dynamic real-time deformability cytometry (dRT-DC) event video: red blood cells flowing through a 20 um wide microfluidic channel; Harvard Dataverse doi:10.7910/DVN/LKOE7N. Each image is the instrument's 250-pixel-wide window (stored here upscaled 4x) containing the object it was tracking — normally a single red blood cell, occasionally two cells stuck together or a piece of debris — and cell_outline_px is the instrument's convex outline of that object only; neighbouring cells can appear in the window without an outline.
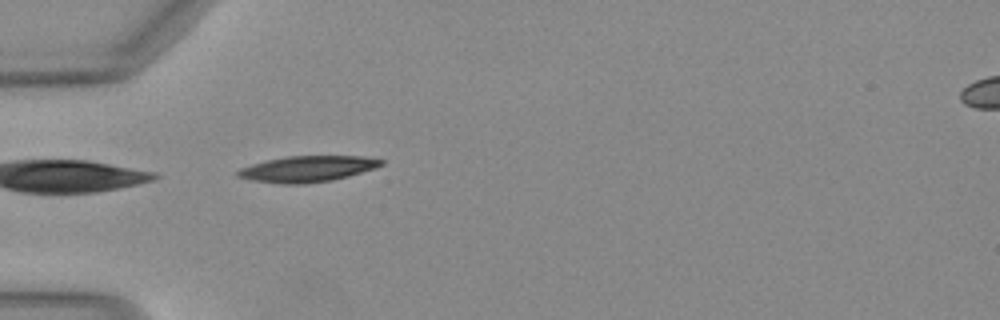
{"species": "Egyptian fruit bat (a non-hibernating species)", "species_latin": "Rousettus aegyptiacus", "temperature_condition": "warm", "stored_images_in_passage": 35, "camera_frame_rate_fps": 3000, "um_per_image_px": 0.085, "animal": {"sex": "female"}, "frame": {"image": 1, "passage_image": 1, "time_ms": 0.0, "image_size_px": [1000, 320], "cell_outline_px": [[384, 164], [348, 176], [332, 180], [300, 184], [284, 184], [252, 180], [236, 176], [236, 172], [240, 168], [252, 164], [268, 160], [288, 156], [364, 156], [384, 160]], "centroid_in_image_um": [26.11, 14.35], "position_along_channel_um": 58.9, "area_um2": 21.44}}
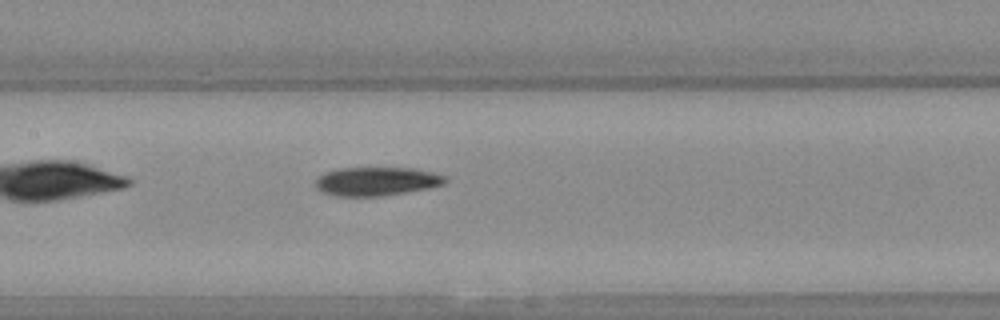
{"frame": {"image": 2, "passage_image": 10, "time_ms": 3.0, "image_size_px": [1000, 320], "cell_outline_px": [[448, 180], [444, 184], [428, 188], [380, 196], [336, 196], [324, 192], [316, 188], [316, 180], [324, 172], [340, 168], [416, 168], [432, 172], [444, 176]], "centroid_in_image_um": [32.01, 15.41], "position_along_channel_um": 175.4, "area_um2": 21.5}}
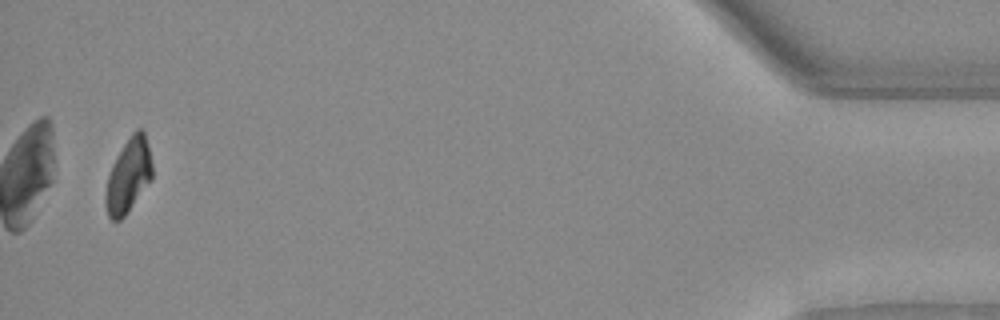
{"frame": {"image": 3, "passage_image": 34, "time_ms": 11.0, "image_size_px": [1000, 320], "cell_outline_px": [[152, 180], [124, 216], [120, 220], [112, 220], [108, 216], [104, 200], [104, 196], [108, 176], [112, 164], [116, 156], [132, 132], [136, 128], [144, 128], [148, 144], [152, 164]], "centroid_in_image_um": [10.92, 14.9], "position_along_channel_um": 424.3, "area_um2": 20.29}, "authors_computed_cell_mechanics": {"area_um2": 21.675, "velocity_mm_per_s": 4.1088, "shape_relaxation_time_tau1_ms": 7.6758, "shape_relaxation_time_tau2_ms": null, "deformation_change_tau1": 0.2179, "deformation_change_tau2": null}}